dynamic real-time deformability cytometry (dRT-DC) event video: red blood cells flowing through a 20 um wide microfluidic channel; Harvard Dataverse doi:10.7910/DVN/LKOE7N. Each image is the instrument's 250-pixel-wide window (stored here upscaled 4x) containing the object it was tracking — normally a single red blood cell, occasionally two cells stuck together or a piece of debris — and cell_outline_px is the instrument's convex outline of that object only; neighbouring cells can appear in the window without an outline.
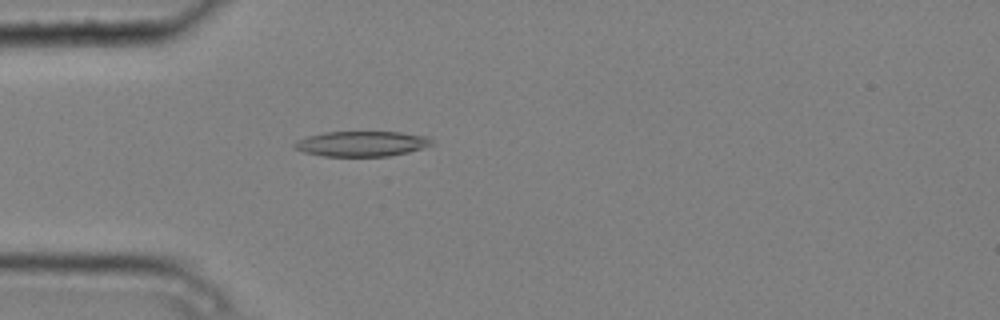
{"species": "common noctule bat (a hibernating species)", "species_latin": "Nyctalus noctula", "temperature_condition": "cold", "stored_images_in_passage": 5, "camera_frame_rate_fps": 3000, "um_per_image_px": 0.085, "animal": {"sex": "male", "body_mass_g": 20.4}, "frame": {"image": 1, "passage_image": 5, "time_ms": 1.333, "image_size_px": [1000, 320], "cell_outline_px": [[436, 144], [408, 152], [388, 156], [324, 156], [304, 152], [296, 148], [292, 144], [296, 140], [308, 136], [324, 132], [400, 132], [428, 136]], "centroid_in_image_um": [30.77, 12.21], "position_along_channel_um": 54.2, "area_um2": 20.23}}